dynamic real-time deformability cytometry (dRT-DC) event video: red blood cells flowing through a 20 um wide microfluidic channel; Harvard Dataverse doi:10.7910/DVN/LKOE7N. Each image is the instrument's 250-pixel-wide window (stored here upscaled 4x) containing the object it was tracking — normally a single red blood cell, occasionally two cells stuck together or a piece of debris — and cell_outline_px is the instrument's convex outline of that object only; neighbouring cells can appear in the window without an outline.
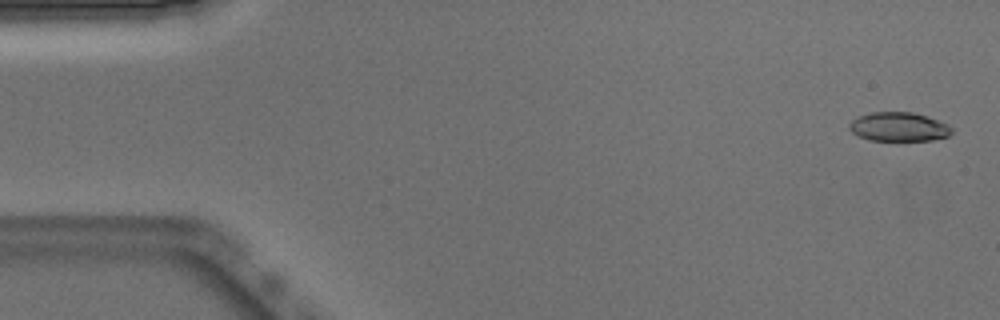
{"species": "Egyptian fruit bat (a non-hibernating species)", "species_latin": "Rousettus aegyptiacus", "temperature_condition": "warm", "stored_images_in_passage": 52, "camera_frame_rate_fps": 3000, "um_per_image_px": 0.085, "animal": {"sex": "male"}, "frame": {"image": 1, "passage_image": 2, "time_ms": 0.333, "image_size_px": [1000, 320], "cell_outline_px": [[952, 132], [948, 136], [932, 140], [868, 140], [852, 132], [848, 128], [848, 124], [852, 120], [860, 116], [872, 112], [912, 112], [928, 116], [948, 124], [952, 128]], "centroid_in_image_um": [76.4, 10.77], "position_along_channel_um": 8.6, "area_um2": 17.28}}
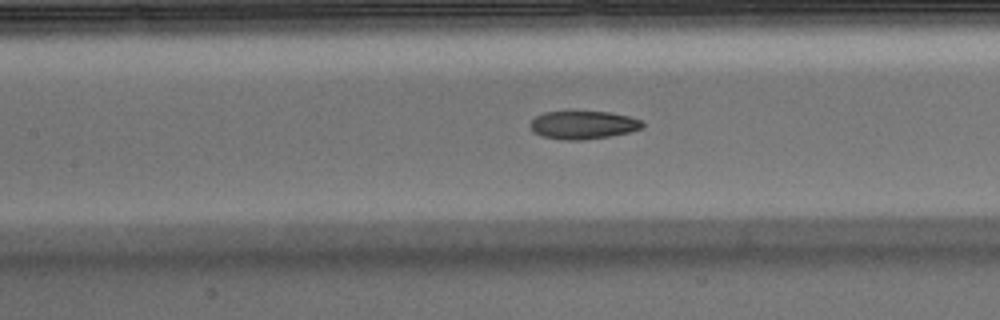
{"frame": {"image": 2, "passage_image": 23, "time_ms": 7.333, "image_size_px": [1000, 320], "cell_outline_px": [[644, 124], [640, 128], [628, 132], [608, 136], [584, 140], [564, 140], [544, 136], [532, 132], [528, 124], [536, 116], [544, 112], [608, 112], [628, 116], [640, 120]], "centroid_in_image_um": [49.51, 10.62], "position_along_channel_um": 157.9, "area_um2": 18.15}}
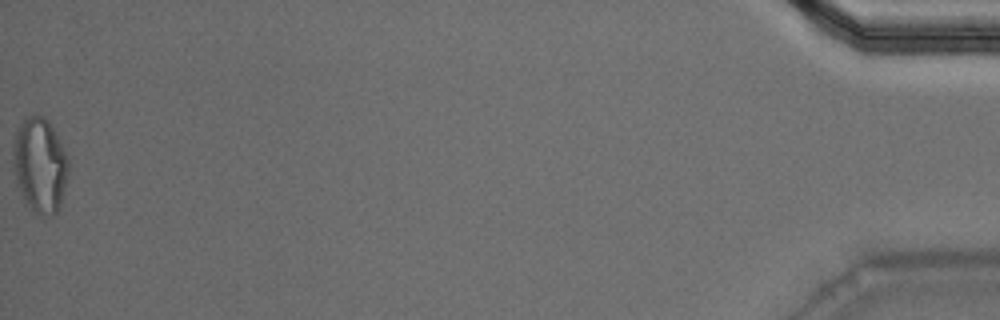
{"frame": {"image": 3, "passage_image": 52, "time_ms": 17.0, "image_size_px": [1000, 320], "cell_outline_px": [[68, 176], [60, 208], [52, 216], [40, 216], [24, 200], [12, 172], [12, 156], [16, 128], [24, 116], [44, 116], [48, 120], [56, 132], [68, 160]], "centroid_in_image_um": [3.37, 14.02], "position_along_channel_um": 431.8, "area_um2": 30.98}, "authors_computed_cell_mechanics": {"area_um2": 19.2185, "velocity_mm_per_s": 3.9036, "shape_relaxation_time_tau1_ms": 9.8241, "shape_relaxation_time_tau2_ms": 2.6664, "deformation_change_tau1": 0.2192, "deformation_change_tau2": 0.1036}}